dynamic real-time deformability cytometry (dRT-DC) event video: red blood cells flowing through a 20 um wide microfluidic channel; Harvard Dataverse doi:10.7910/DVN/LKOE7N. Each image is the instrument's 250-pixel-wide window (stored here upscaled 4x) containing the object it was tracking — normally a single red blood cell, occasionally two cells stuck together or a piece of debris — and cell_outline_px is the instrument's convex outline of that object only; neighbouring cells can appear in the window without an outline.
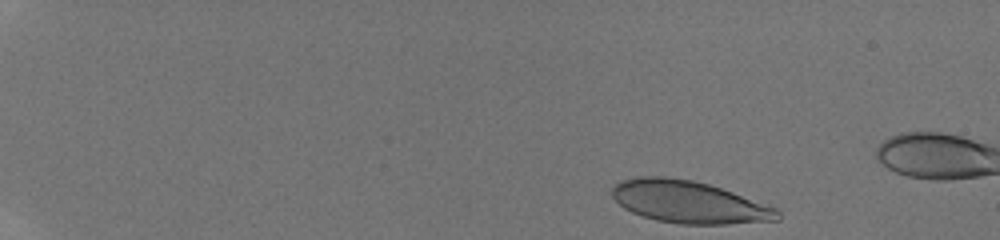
{"species": "human", "species_latin": "Homo sapiens", "temperature_condition": "room temperature", "stored_images_in_passage": 44, "camera_frame_rate_fps": 3000, "um_per_image_px": 0.085, "donor": {"sex": "male"}, "frame": {"image": 1, "passage_image": 1, "time_ms": 0.0, "image_size_px": [1000, 240], "cell_outline_px": [[780, 220], [728, 224], [680, 224], [656, 220], [632, 212], [624, 208], [612, 196], [612, 188], [620, 180], [636, 176], [668, 176], [692, 180], [708, 184], [732, 192], [776, 208], [780, 212]], "centroid_in_image_um": [58.53, 17.16], "position_along_channel_um": 26.5, "area_um2": 40.63}}
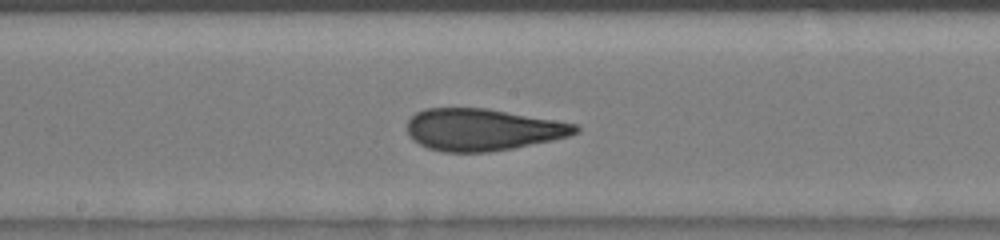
{"frame": {"image": 2, "passage_image": 24, "time_ms": 7.667, "image_size_px": [1000, 240], "cell_outline_px": [[580, 132], [568, 136], [552, 140], [512, 148], [488, 152], [444, 152], [428, 148], [412, 140], [408, 136], [408, 120], [416, 112], [424, 108], [488, 108], [556, 120], [576, 124], [580, 128]], "centroid_in_image_um": [41.01, 11.01], "position_along_channel_um": 207.2, "area_um2": 41.21}}
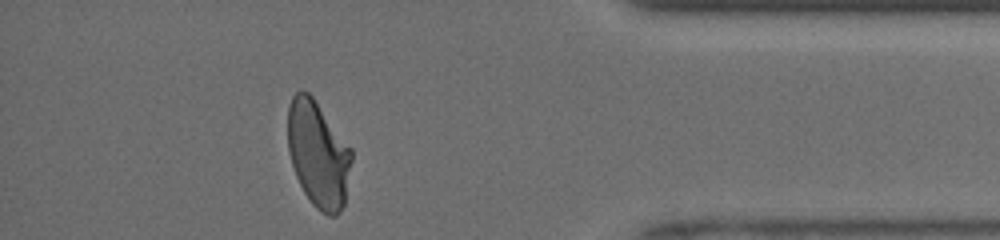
{"frame": {"image": 3, "passage_image": 40, "time_ms": 13.0, "image_size_px": [1000, 240], "cell_outline_px": [[352, 160], [344, 204], [340, 212], [336, 216], [328, 216], [320, 212], [312, 204], [304, 192], [296, 176], [288, 152], [288, 108], [292, 96], [300, 88], [308, 92], [312, 96], [352, 148]], "centroid_in_image_um": [27.05, 13.1], "position_along_channel_um": 408.2, "area_um2": 39.71}, "authors_computed_cell_mechanics": {"area_um2": 40.749, "velocity_mm_per_s": 4.2075, "shape_relaxation_time_tau1_ms": 10.1239, "shape_relaxation_time_tau2_ms": 0.9187, "deformation_change_tau1": 0.2865, "deformation_change_tau2": 0.0657}}